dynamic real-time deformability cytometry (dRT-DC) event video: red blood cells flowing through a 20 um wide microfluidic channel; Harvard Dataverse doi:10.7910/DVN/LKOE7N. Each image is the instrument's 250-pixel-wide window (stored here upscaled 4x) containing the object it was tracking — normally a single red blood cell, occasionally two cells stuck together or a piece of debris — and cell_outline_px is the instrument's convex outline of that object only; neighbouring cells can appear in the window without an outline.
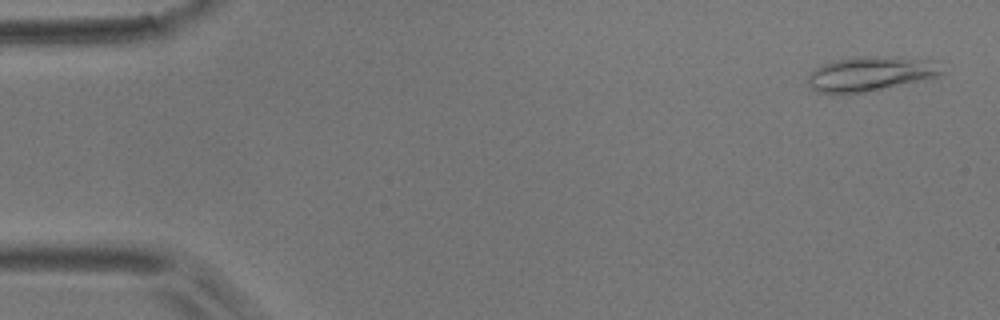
{"species": "common noctule bat (a hibernating species)", "species_latin": "Nyctalus noctula", "temperature_condition": "room temperature", "stored_images_in_passage": 53, "camera_frame_rate_fps": 3000, "um_per_image_px": 0.085, "animal": {"sex": "male", "body_mass_g": 17.9}, "frame": {"image": 1, "passage_image": 2, "time_ms": 0.333, "image_size_px": [1000, 320], "cell_outline_px": [[944, 72], [936, 76], [924, 80], [868, 92], [820, 92], [812, 88], [808, 84], [808, 76], [816, 68], [824, 64], [840, 60], [860, 56], [900, 56], [932, 60]], "centroid_in_image_um": [74.05, 6.26], "position_along_channel_um": 11.0, "area_um2": 26.59}}
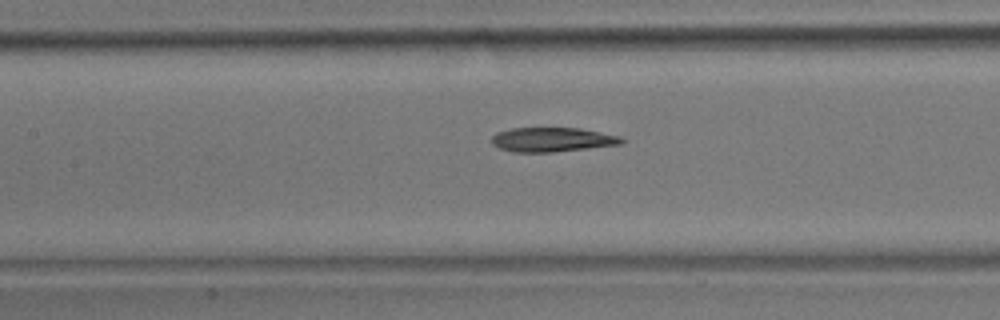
{"frame": {"image": 2, "passage_image": 24, "time_ms": 7.667, "image_size_px": [1000, 320], "cell_outline_px": [[624, 144], [552, 152], [512, 152], [500, 148], [492, 144], [492, 136], [496, 132], [512, 128], [580, 128], [620, 136], [624, 140]], "centroid_in_image_um": [46.94, 11.87], "position_along_channel_um": 160.5, "area_um2": 18.44}}
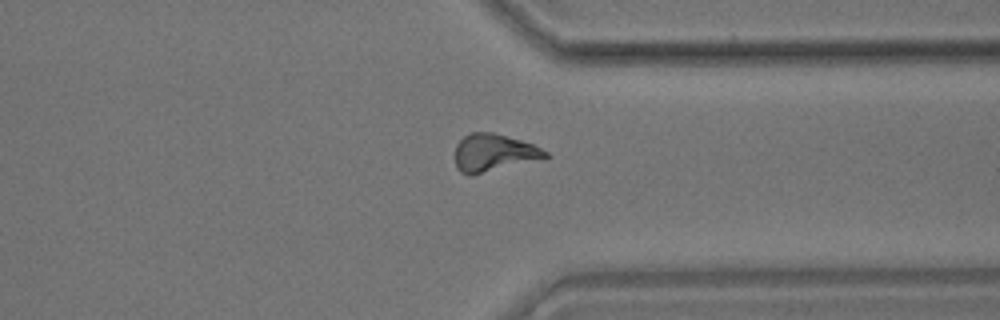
{"frame": {"image": 3, "passage_image": 41, "time_ms": 13.333, "image_size_px": [1000, 320], "cell_outline_px": [[552, 156], [544, 160], [472, 176], [460, 172], [456, 168], [456, 144], [464, 136], [472, 132], [492, 132], [520, 140], [532, 144], [548, 152]], "centroid_in_image_um": [42.02, 13.02], "position_along_channel_um": 369.4, "area_um2": 20.23}, "authors_computed_cell_mechanics": {"area_um2": 19.363, "velocity_mm_per_s": 3.7186, "shape_relaxation_time_tau1_ms": 7.8123, "shape_relaxation_time_tau2_ms": 5.8564, "deformation_change_tau1": 0.2361, "deformation_change_tau2": 0.1533}}